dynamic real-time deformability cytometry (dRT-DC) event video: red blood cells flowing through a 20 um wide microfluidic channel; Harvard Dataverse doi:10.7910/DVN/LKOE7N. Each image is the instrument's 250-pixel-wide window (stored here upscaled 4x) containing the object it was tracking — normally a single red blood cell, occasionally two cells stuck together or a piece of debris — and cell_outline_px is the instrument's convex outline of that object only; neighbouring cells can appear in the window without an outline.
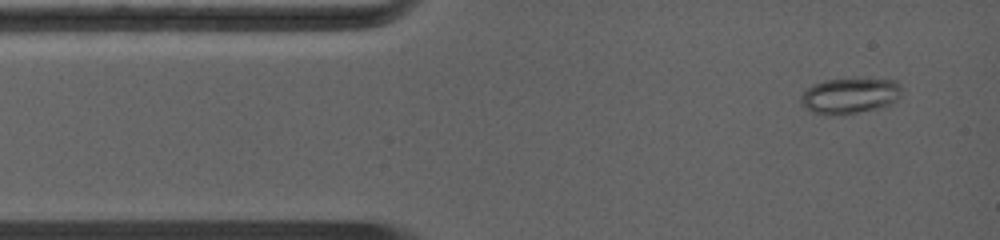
{"species": "common noctule bat (a hibernating species)", "species_latin": "Nyctalus noctula", "temperature_condition": "warm", "stored_images_in_passage": 35, "camera_frame_rate_fps": 5000, "um_per_image_px": 0.085, "animal": {"sex": "female", "body_mass_g": 19.0, "forearm_length_mm": 56.7}, "frame": {"image": 1, "passage_image": 2, "time_ms": 0.4, "image_size_px": [1000, 240], "cell_outline_px": [[904, 88], [900, 96], [892, 108], [856, 112], [812, 112], [800, 108], [800, 96], [808, 88], [824, 80], [896, 80]], "centroid_in_image_um": [72.33, 8.15], "position_along_channel_um": 12.7, "area_um2": 20.81}}
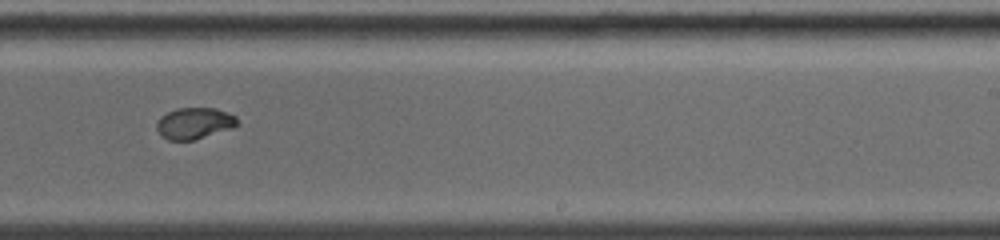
{"frame": {"image": 2, "passage_image": 18, "time_ms": 7.4, "image_size_px": [1000, 240], "cell_outline_px": [[236, 124], [232, 128], [192, 140], [168, 140], [156, 128], [156, 124], [160, 116], [176, 108], [216, 108], [228, 112], [236, 116]], "centroid_in_image_um": [16.51, 10.46], "position_along_channel_um": 272.5, "area_um2": 14.51}}
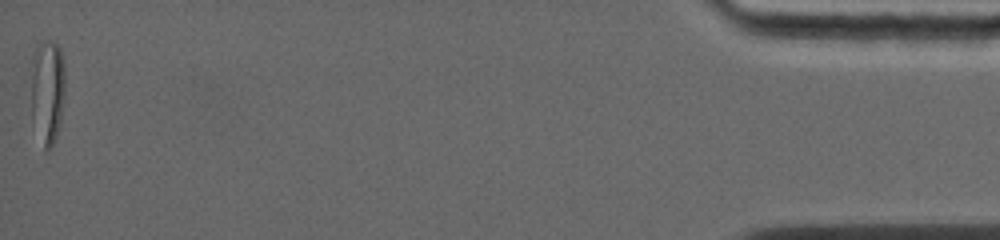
{"frame": {"image": 3, "passage_image": 35, "time_ms": 14.0, "image_size_px": [1000, 240], "cell_outline_px": [[64, 96], [60, 120], [52, 144], [48, 148], [44, 148], [32, 112], [28, 68], [32, 56], [36, 48], [44, 40], [52, 40], [60, 48], [64, 64]], "centroid_in_image_um": [3.99, 7.58], "position_along_channel_um": 431.2, "area_um2": 20.81}}